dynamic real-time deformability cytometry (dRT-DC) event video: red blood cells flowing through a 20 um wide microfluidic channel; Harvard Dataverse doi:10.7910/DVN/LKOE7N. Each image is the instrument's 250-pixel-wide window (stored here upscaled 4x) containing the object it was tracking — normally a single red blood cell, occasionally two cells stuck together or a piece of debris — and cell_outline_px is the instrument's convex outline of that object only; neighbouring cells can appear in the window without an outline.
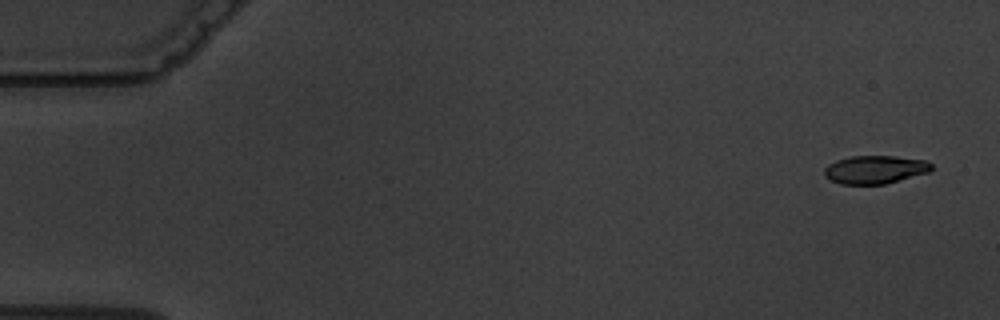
{"species": "common noctule bat (a hibernating species)", "species_latin": "Nyctalus noctula", "temperature_condition": "warm", "stored_images_in_passage": 4, "camera_frame_rate_fps": 3000, "um_per_image_px": 0.085, "animal": {"sex": "male", "body_mass_g": 19.5, "forearm_length_mm": 54.6}, "frame": {"image": 1, "passage_image": 1, "time_ms": 0.0, "image_size_px": [1000, 320], "cell_outline_px": [[932, 168], [928, 172], [884, 184], [840, 184], [824, 176], [824, 168], [828, 164], [836, 160], [852, 156], [896, 156], [928, 160], [932, 164]], "centroid_in_image_um": [74.37, 14.4], "position_along_channel_um": 10.6, "area_um2": 17.57}}